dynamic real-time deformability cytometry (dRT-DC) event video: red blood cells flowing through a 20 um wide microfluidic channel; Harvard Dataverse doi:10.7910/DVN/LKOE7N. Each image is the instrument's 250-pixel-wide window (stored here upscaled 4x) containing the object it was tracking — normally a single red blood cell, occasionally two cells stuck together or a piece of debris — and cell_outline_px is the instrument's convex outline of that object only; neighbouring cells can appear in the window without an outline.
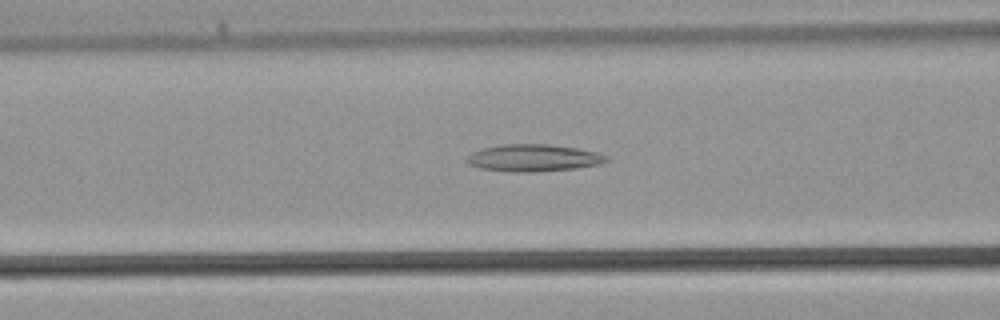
{"species": "common noctule bat (a hibernating species)", "species_latin": "Nyctalus noctula", "temperature_condition": "warm", "stored_images_in_passage": 26, "camera_frame_rate_fps": 3000, "um_per_image_px": 0.085, "animal": {"sex": "male", "body_mass_g": 21.5, "forearm_length_mm": 52.0}, "frame": {"image": 1, "passage_image": 12, "time_ms": 3.667, "image_size_px": [1000, 320], "cell_outline_px": [[608, 160], [600, 164], [576, 168], [532, 172], [516, 172], [480, 168], [468, 164], [464, 160], [472, 152], [484, 148], [500, 144], [548, 144], [576, 148], [596, 152], [608, 156]], "centroid_in_image_um": [45.32, 13.42], "position_along_channel_um": 121.3, "area_um2": 21.96}}
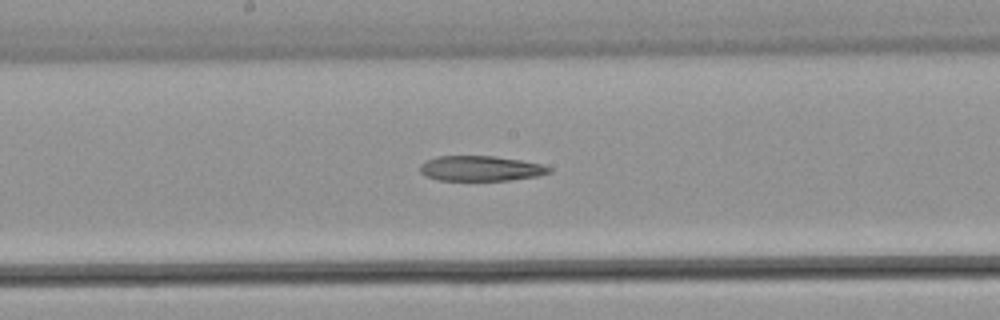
{"frame": {"image": 2, "passage_image": 17, "time_ms": 5.333, "image_size_px": [1000, 320], "cell_outline_px": [[552, 172], [536, 176], [508, 180], [440, 180], [424, 176], [420, 172], [420, 164], [436, 156], [496, 156], [520, 160], [540, 164], [552, 168]], "centroid_in_image_um": [40.83, 14.31], "position_along_channel_um": 207.4, "area_um2": 18.84}}
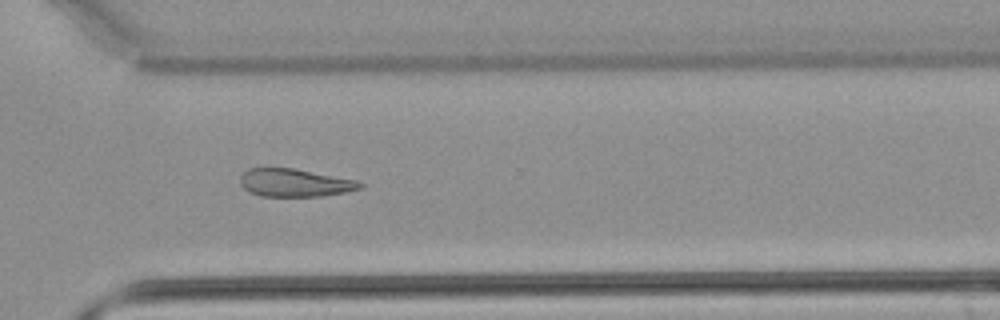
{"frame": {"image": 3, "passage_image": 25, "time_ms": 8.0, "image_size_px": [1000, 320], "cell_outline_px": [[364, 188], [348, 192], [320, 196], [260, 196], [248, 192], [240, 184], [240, 176], [248, 168], [268, 164], [292, 168], [360, 180], [364, 184]], "centroid_in_image_um": [25.03, 15.49], "position_along_channel_um": 345.6, "area_um2": 20.4}}